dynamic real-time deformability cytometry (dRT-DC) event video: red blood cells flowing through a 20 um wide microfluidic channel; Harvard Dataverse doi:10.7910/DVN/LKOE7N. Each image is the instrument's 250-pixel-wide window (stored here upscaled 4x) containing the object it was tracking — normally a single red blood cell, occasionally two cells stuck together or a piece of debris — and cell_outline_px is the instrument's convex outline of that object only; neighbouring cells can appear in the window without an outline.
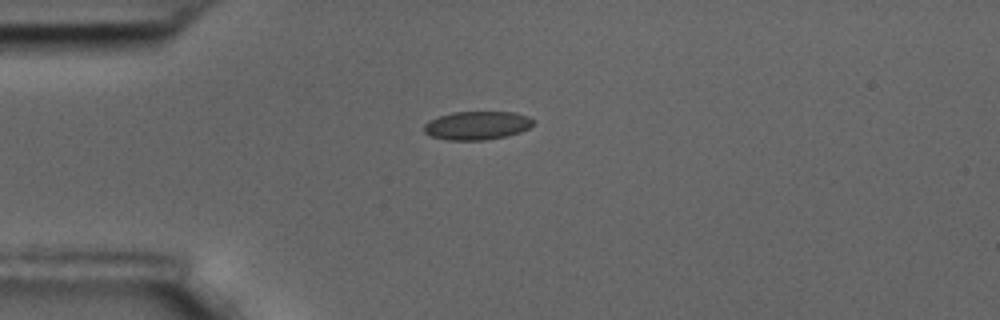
{"species": "common noctule bat (a hibernating species)", "species_latin": "Nyctalus noctula", "temperature_condition": "room temperature", "stored_images_in_passage": 45, "camera_frame_rate_fps": 3000, "um_per_image_px": 0.085, "animal": {"sex": "male", "body_mass_g": 17.5, "forearm_length_mm": 52.3}, "frame": {"image": 1, "passage_image": 1, "time_ms": 0.0, "image_size_px": [1000, 320], "cell_outline_px": [[536, 124], [520, 132], [504, 136], [484, 140], [444, 140], [432, 136], [424, 132], [424, 124], [428, 120], [452, 112], [516, 112], [528, 116], [536, 120]], "centroid_in_image_um": [40.57, 10.66], "position_along_channel_um": 44.4, "area_um2": 18.26}}
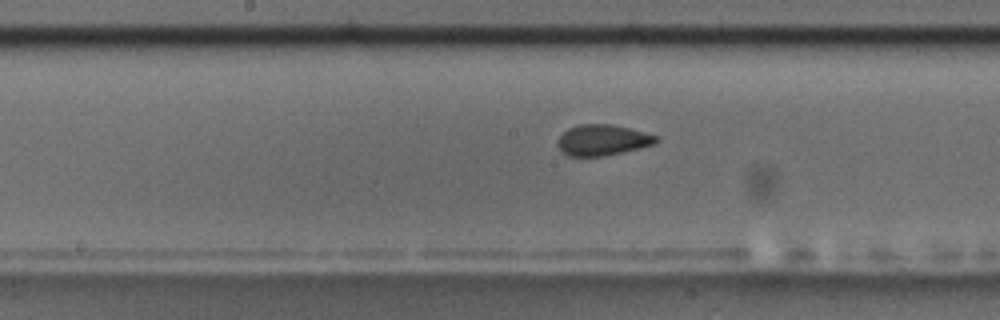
{"frame": {"image": 2, "passage_image": 16, "time_ms": 5.0, "image_size_px": [1000, 320], "cell_outline_px": [[660, 140], [656, 144], [640, 148], [600, 156], [568, 156], [556, 144], [556, 140], [568, 128], [580, 124], [612, 124], [660, 136]], "centroid_in_image_um": [51.24, 11.89], "position_along_channel_um": 197.0, "area_um2": 17.69}}
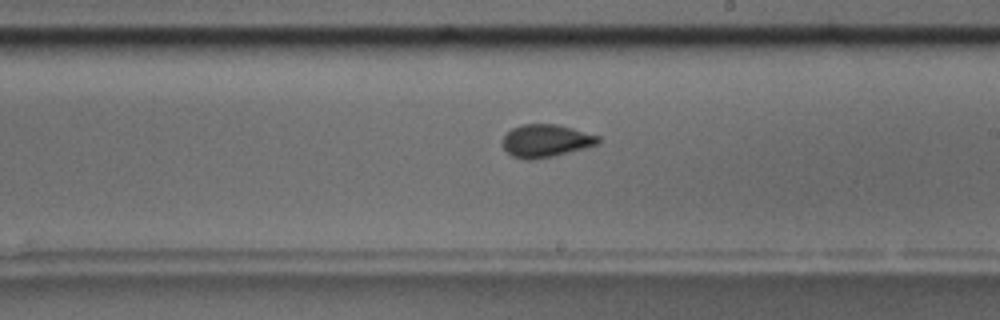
{"frame": {"image": 3, "passage_image": 20, "time_ms": 6.333, "image_size_px": [1000, 320], "cell_outline_px": [[600, 140], [596, 144], [552, 156], [532, 160], [524, 160], [512, 156], [500, 144], [500, 140], [512, 128], [524, 124], [556, 124], [572, 128], [600, 136]], "centroid_in_image_um": [46.33, 11.96], "position_along_channel_um": 242.7, "area_um2": 18.09}, "authors_computed_cell_mechanics": {"area_um2": 18.0336, "velocity_mm_per_s": 3.4355, "shape_relaxation_time_tau1_ms": 9.6775, "shape_relaxation_time_tau2_ms": 1.1631, "deformation_change_tau1": 0.173, "deformation_change_tau2": 0.0489}}